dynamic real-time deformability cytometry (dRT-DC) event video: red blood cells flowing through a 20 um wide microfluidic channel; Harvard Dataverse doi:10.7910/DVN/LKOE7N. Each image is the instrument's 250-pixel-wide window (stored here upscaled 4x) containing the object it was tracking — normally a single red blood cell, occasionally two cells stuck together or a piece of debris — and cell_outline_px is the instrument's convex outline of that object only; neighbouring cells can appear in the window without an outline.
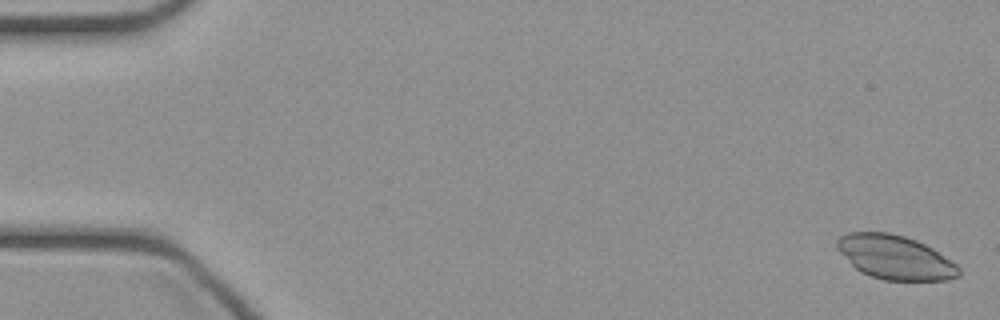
{"species": "common noctule bat (a hibernating species)", "species_latin": "Nyctalus noctula", "temperature_condition": "cold", "stored_images_in_passage": 47, "camera_frame_rate_fps": 3000, "um_per_image_px": 0.085, "animal": {"sex": "female", "body_mass_g": 21.9}, "frame": {"image": 1, "passage_image": 1, "time_ms": 0.0, "image_size_px": [1000, 320], "cell_outline_px": [[960, 276], [948, 280], [884, 280], [860, 272], [836, 248], [836, 240], [840, 236], [848, 232], [888, 232], [904, 236], [916, 240], [932, 248], [956, 264], [960, 268]], "centroid_in_image_um": [76.08, 21.87], "position_along_channel_um": 8.9, "area_um2": 31.1}}